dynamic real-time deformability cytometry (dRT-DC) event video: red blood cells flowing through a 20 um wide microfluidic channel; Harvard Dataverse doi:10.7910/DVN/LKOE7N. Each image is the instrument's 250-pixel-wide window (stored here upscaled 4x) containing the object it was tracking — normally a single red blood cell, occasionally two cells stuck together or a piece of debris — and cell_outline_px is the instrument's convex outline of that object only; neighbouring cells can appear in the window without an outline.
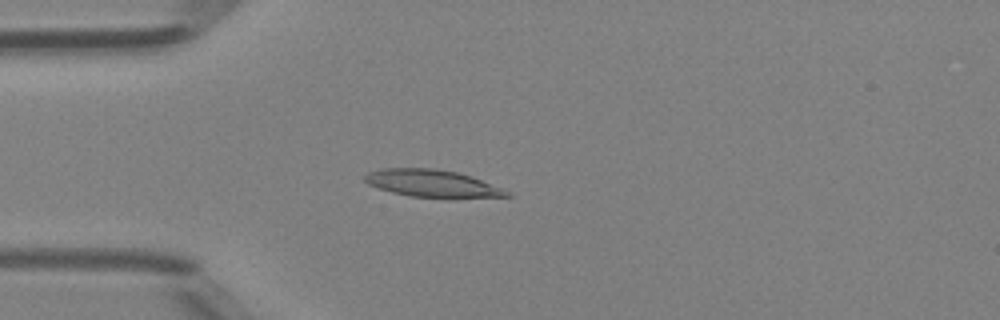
{"species": "Egyptian fruit bat (a non-hibernating species)", "species_latin": "Rousettus aegyptiacus", "temperature_condition": "room temperature", "stored_images_in_passage": 48, "camera_frame_rate_fps": 3000, "um_per_image_px": 0.085, "animal": {"sex": "female"}, "frame": {"image": 1, "passage_image": 13, "time_ms": 4.0, "image_size_px": [1000, 320], "cell_outline_px": [[512, 196], [456, 200], [448, 200], [412, 196], [392, 192], [368, 184], [364, 180], [364, 176], [368, 172], [384, 168], [432, 168], [456, 172], [480, 180], [500, 188], [508, 192]], "centroid_in_image_um": [36.77, 15.64], "position_along_channel_um": 48.2, "area_um2": 22.95}}
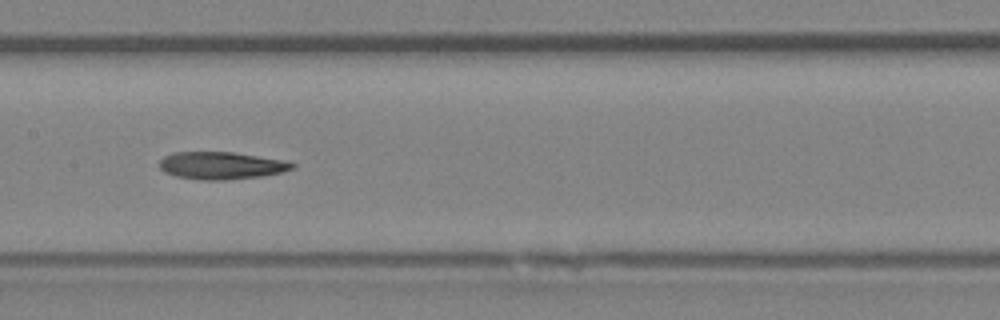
{"frame": {"image": 2, "passage_image": 24, "time_ms": 7.667, "image_size_px": [1000, 320], "cell_outline_px": [[296, 164], [292, 168], [284, 172], [260, 176], [224, 180], [200, 180], [176, 176], [164, 172], [160, 168], [160, 160], [164, 156], [172, 152], [232, 152], [284, 160]], "centroid_in_image_um": [18.79, 14.07], "position_along_channel_um": 188.6, "area_um2": 21.15}}
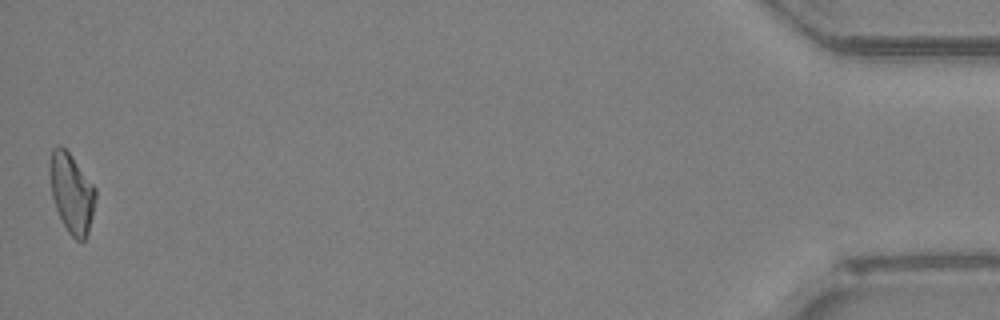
{"frame": {"image": 3, "passage_image": 48, "time_ms": 15.667, "image_size_px": [1000, 320], "cell_outline_px": [[96, 200], [88, 232], [84, 240], [76, 240], [68, 232], [56, 208], [52, 196], [48, 172], [48, 164], [52, 148], [60, 144], [72, 156], [96, 188]], "centroid_in_image_um": [6.07, 16.36], "position_along_channel_um": 429.1, "area_um2": 21.27}, "authors_computed_cell_mechanics": {"area_um2": 21.3282, "velocity_mm_per_s": 4.22, "shape_relaxation_time_tau1_ms": 10.7409, "shape_relaxation_time_tau2_ms": null, "deformation_change_tau1": 0.2494, "deformation_change_tau2": null}}